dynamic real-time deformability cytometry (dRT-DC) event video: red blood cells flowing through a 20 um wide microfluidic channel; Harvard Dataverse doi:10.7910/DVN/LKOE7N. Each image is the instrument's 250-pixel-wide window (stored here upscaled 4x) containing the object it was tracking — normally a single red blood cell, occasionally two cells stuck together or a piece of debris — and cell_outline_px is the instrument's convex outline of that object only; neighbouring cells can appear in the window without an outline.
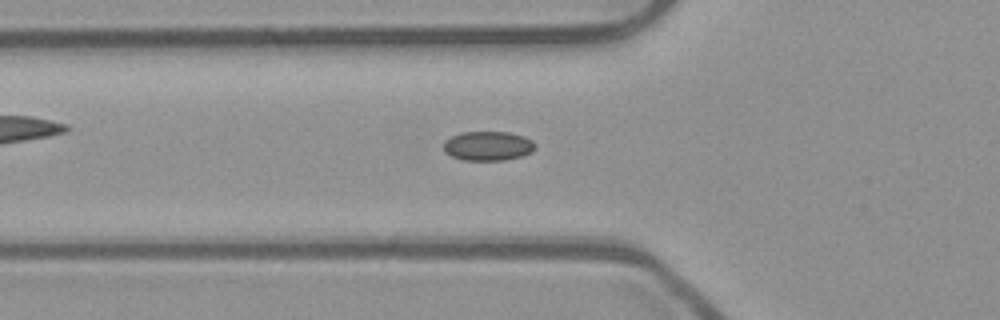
{"species": "common noctule bat (a hibernating species)", "species_latin": "Nyctalus noctula", "temperature_condition": "room temperature", "stored_images_in_passage": 49, "camera_frame_rate_fps": 3000, "um_per_image_px": 0.085, "animal": {"sex": "male", "body_mass_g": 23.1, "forearm_length_mm": 52.7}, "frame": {"image": 1, "passage_image": 15, "time_ms": 4.667, "image_size_px": [1000, 320], "cell_outline_px": [[536, 148], [532, 152], [524, 156], [504, 160], [464, 160], [452, 156], [444, 152], [444, 140], [460, 132], [508, 132], [524, 136], [532, 140], [536, 144]], "centroid_in_image_um": [41.5, 12.4], "position_along_channel_um": 84.3, "area_um2": 15.84}}
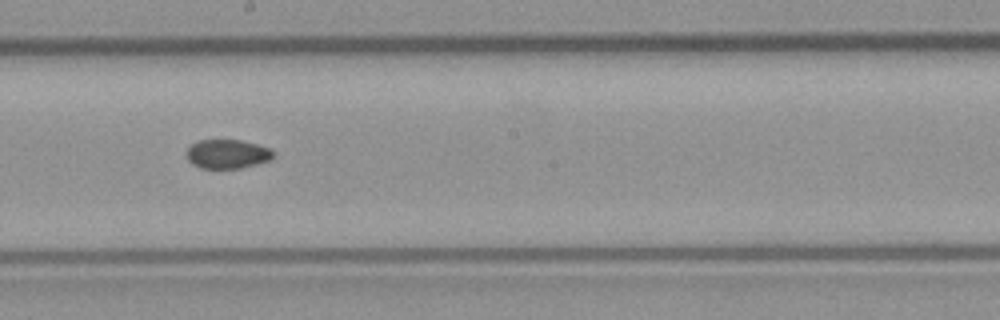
{"frame": {"image": 2, "passage_image": 26, "time_ms": 8.333, "image_size_px": [1000, 320], "cell_outline_px": [[276, 152], [268, 160], [256, 164], [240, 168], [200, 168], [192, 164], [188, 160], [188, 148], [192, 144], [200, 140], [240, 140], [256, 144], [268, 148]], "centroid_in_image_um": [19.32, 13.09], "position_along_channel_um": 228.9, "area_um2": 14.45}}
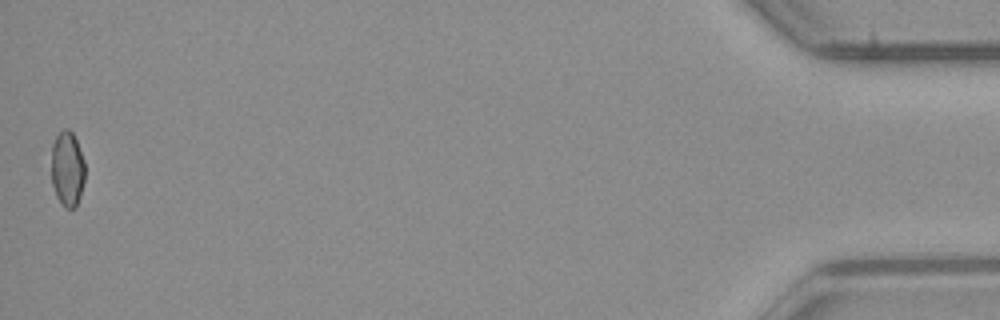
{"frame": {"image": 3, "passage_image": 49, "time_ms": 16.0, "image_size_px": [1000, 320], "cell_outline_px": [[84, 180], [80, 196], [76, 208], [64, 208], [56, 196], [52, 184], [52, 144], [56, 136], [64, 128], [68, 128], [72, 132], [76, 140], [84, 160]], "centroid_in_image_um": [5.72, 14.37], "position_along_channel_um": 429.5, "area_um2": 14.74}, "authors_computed_cell_mechanics": {"area_um2": 15.5482, "velocity_mm_per_s": 3.9049, "shape_relaxation_time_tau1_ms": null, "shape_relaxation_time_tau2_ms": 7.5256, "deformation_change_tau1": null, "deformation_change_tau2": 0.0853}}